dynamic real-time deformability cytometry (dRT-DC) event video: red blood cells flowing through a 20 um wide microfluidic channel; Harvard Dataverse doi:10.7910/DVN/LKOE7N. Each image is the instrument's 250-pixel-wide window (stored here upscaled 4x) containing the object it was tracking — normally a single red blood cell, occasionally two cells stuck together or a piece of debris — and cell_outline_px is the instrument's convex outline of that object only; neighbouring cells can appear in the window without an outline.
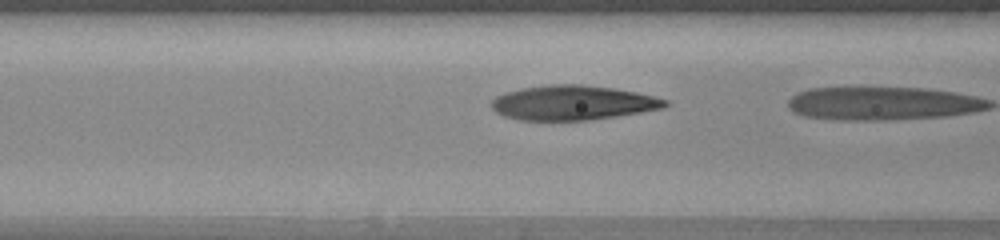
{"species": "human", "species_latin": "Homo sapiens", "temperature_condition": "warm", "stored_images_in_passage": 4, "camera_frame_rate_fps": 3000, "um_per_image_px": 0.085, "donor": {"sex": "female"}, "frame": {"image": 1, "passage_image": 3, "time_ms": 0.667, "image_size_px": [1000, 240], "cell_outline_px": [[668, 104], [664, 108], [616, 116], [588, 120], [520, 120], [504, 116], [496, 112], [492, 108], [492, 100], [496, 96], [504, 92], [524, 88], [548, 84], [580, 84], [612, 88], [636, 92], [668, 100]], "centroid_in_image_um": [48.67, 8.73], "position_along_channel_um": 117.9, "area_um2": 34.85}}